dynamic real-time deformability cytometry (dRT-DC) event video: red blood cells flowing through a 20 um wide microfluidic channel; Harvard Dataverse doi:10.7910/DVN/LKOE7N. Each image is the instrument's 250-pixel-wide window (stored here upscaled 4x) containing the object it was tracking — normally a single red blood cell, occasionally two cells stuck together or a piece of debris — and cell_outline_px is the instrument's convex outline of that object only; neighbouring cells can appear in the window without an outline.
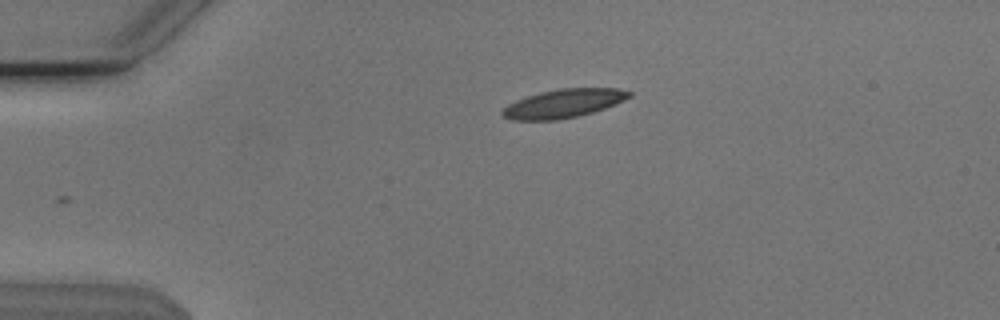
{"species": "Egyptian fruit bat (a non-hibernating species)", "species_latin": "Rousettus aegyptiacus", "temperature_condition": "cold", "stored_images_in_passage": 31, "camera_frame_rate_fps": 3000, "um_per_image_px": 0.085, "animal": {"sex": "male"}, "frame": {"image": 1, "passage_image": 1, "time_ms": 0.0, "image_size_px": [1000, 320], "cell_outline_px": [[632, 96], [616, 104], [580, 116], [556, 120], [512, 120], [504, 116], [500, 112], [508, 104], [516, 100], [540, 92], [560, 88], [616, 88], [632, 92]], "centroid_in_image_um": [47.91, 8.79], "position_along_channel_um": 37.1, "area_um2": 21.1}}
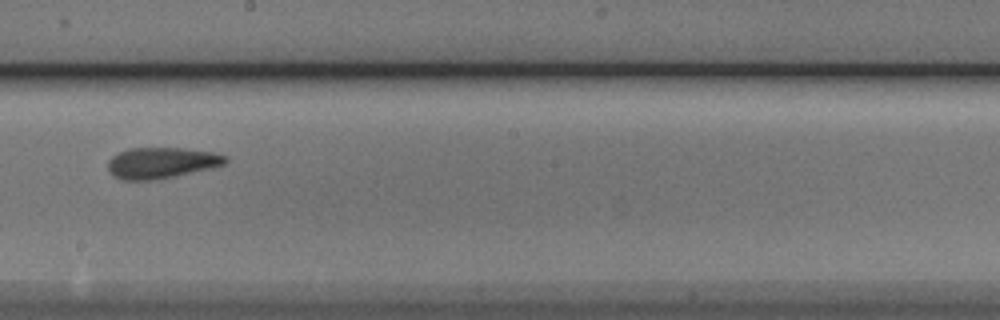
{"frame": {"image": 2, "passage_image": 20, "time_ms": 6.333, "image_size_px": [1000, 320], "cell_outline_px": [[228, 160], [224, 164], [212, 168], [152, 180], [124, 180], [108, 172], [108, 160], [112, 156], [128, 148], [180, 148], [212, 152], [228, 156]], "centroid_in_image_um": [13.71, 13.83], "position_along_channel_um": 234.5, "area_um2": 21.04}}
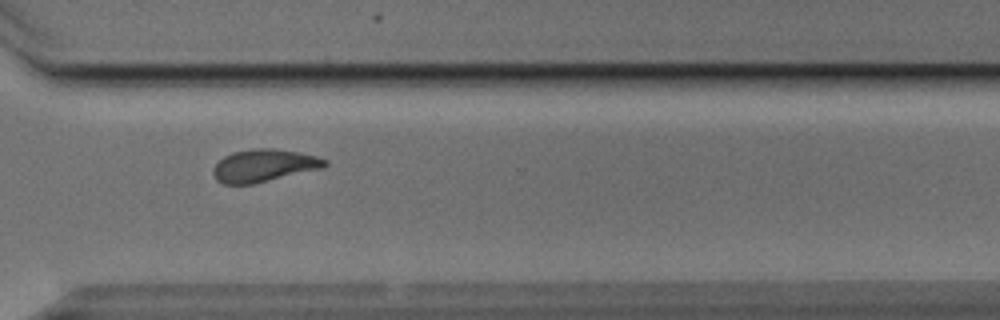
{"frame": {"image": 3, "passage_image": 29, "time_ms": 9.333, "image_size_px": [1000, 320], "cell_outline_px": [[328, 164], [324, 168], [252, 184], [224, 184], [216, 180], [212, 172], [212, 168], [224, 156], [232, 152], [252, 148], [276, 148], [316, 156], [328, 160]], "centroid_in_image_um": [22.43, 14.07], "position_along_channel_um": 348.2, "area_um2": 21.27}, "authors_computed_cell_mechanics": {"area_um2": 21.097, "velocity_mm_per_s": 3.7903, "shape_relaxation_time_tau1_ms": 8.4689, "shape_relaxation_time_tau2_ms": 2.4109, "deformation_change_tau1": 0.1863, "deformation_change_tau2": 0.0967}}